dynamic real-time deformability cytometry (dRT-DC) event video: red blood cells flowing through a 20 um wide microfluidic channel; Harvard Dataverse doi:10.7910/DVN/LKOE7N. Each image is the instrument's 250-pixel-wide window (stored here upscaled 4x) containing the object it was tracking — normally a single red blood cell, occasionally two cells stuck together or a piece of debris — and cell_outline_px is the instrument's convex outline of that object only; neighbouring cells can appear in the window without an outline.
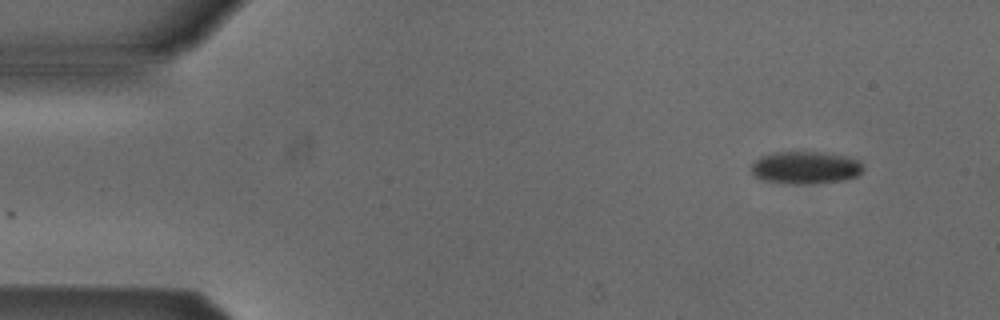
{"species": "Egyptian fruit bat (a non-hibernating species)", "species_latin": "Rousettus aegyptiacus", "temperature_condition": "cold", "stored_images_in_passage": 4, "camera_frame_rate_fps": 3000, "um_per_image_px": 0.085, "animal": {"sex": "male"}, "frame": {"image": 1, "passage_image": 1, "time_ms": 0.0, "image_size_px": [1000, 320], "cell_outline_px": [[864, 168], [856, 176], [844, 180], [804, 184], [788, 184], [760, 180], [752, 172], [752, 164], [760, 156], [772, 152], [820, 152], [844, 156], [860, 160]], "centroid_in_image_um": [68.44, 14.25], "position_along_channel_um": 16.6, "area_um2": 21.21}}
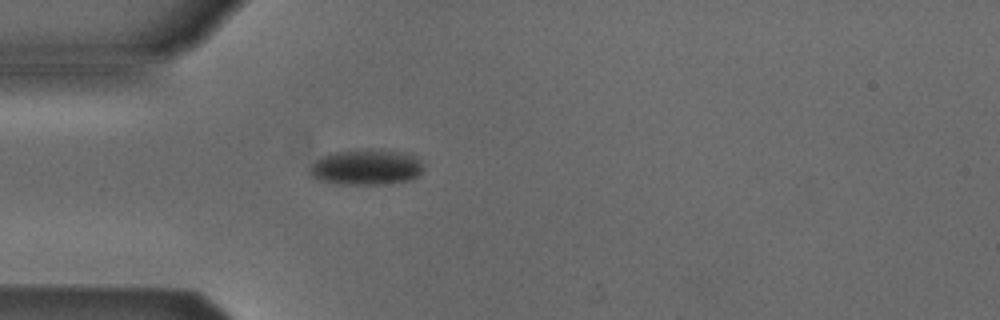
{"frame": {"image": 2, "passage_image": 4, "time_ms": 3.333, "image_size_px": [1000, 320], "cell_outline_px": [[424, 168], [420, 176], [412, 180], [384, 184], [336, 184], [316, 180], [308, 172], [308, 168], [316, 160], [324, 156], [336, 152], [396, 152], [412, 156], [420, 160]], "centroid_in_image_um": [31.11, 14.29], "position_along_channel_um": 53.9, "area_um2": 22.83}}